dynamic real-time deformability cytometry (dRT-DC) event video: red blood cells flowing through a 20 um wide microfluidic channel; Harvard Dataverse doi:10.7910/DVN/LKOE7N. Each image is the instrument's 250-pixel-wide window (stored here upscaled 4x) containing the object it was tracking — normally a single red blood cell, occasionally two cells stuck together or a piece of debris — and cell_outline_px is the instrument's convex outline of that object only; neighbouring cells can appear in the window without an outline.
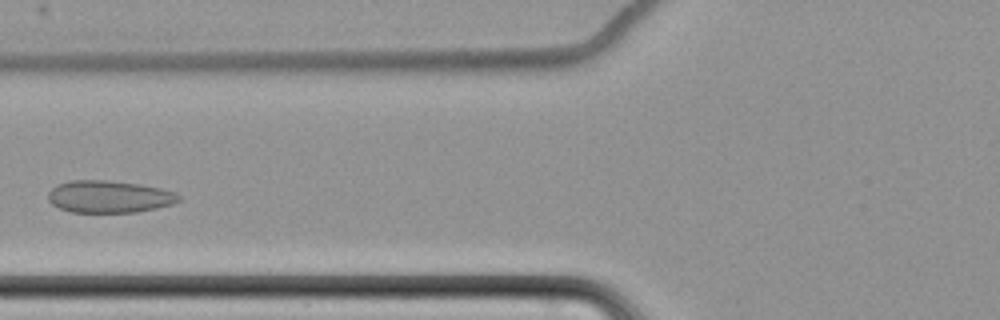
{"species": "common noctule bat (a hibernating species)", "species_latin": "Nyctalus noctula", "temperature_condition": "cold", "stored_images_in_passage": 6, "camera_frame_rate_fps": 3000, "um_per_image_px": 0.085, "animal": {"sex": "female", "body_mass_g": 22.7, "forearm_length_mm": 54.2}, "frame": {"image": 1, "passage_image": 6, "time_ms": 6.0, "image_size_px": [1000, 320], "cell_outline_px": [[180, 200], [172, 204], [156, 208], [136, 212], [72, 212], [60, 208], [52, 204], [48, 200], [48, 192], [56, 184], [72, 180], [108, 180], [140, 184], [160, 188], [176, 192], [180, 196]], "centroid_in_image_um": [9.27, 16.71], "position_along_channel_um": 116.5, "area_um2": 24.57}}